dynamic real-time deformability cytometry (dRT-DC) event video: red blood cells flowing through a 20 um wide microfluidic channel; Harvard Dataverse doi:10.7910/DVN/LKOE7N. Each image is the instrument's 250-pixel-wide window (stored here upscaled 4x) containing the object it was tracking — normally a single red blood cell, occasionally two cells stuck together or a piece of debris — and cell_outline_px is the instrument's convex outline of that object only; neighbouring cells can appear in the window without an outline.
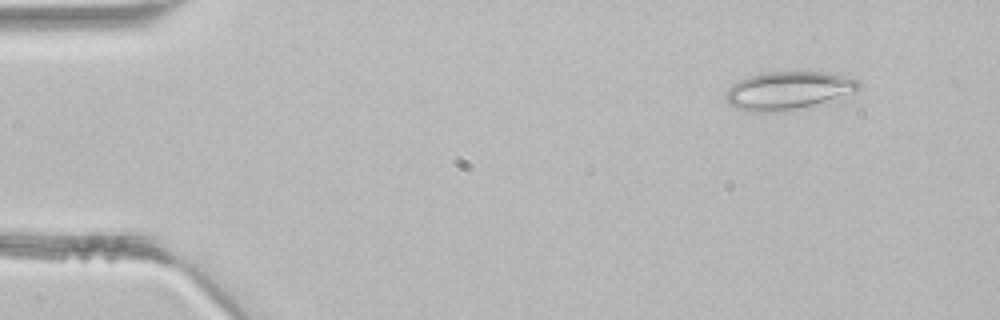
{"species": "common noctule bat (a hibernating species)", "species_latin": "Nyctalus noctula", "temperature_condition": "room temperature", "stored_images_in_passage": 3, "camera_frame_rate_fps": 3000, "um_per_image_px": 0.085, "animal": {"sex": "male", "body_mass_g": 21.5, "forearm_length_mm": 52.0}, "frame": {"image": 1, "passage_image": 1, "time_ms": 0.0, "image_size_px": [1000, 320], "cell_outline_px": [[860, 88], [856, 92], [812, 104], [792, 108], [736, 108], [728, 104], [724, 96], [728, 88], [732, 84], [748, 76], [764, 72], [820, 72], [860, 80]], "centroid_in_image_um": [67.0, 7.62], "position_along_channel_um": 18.0, "area_um2": 27.74}}